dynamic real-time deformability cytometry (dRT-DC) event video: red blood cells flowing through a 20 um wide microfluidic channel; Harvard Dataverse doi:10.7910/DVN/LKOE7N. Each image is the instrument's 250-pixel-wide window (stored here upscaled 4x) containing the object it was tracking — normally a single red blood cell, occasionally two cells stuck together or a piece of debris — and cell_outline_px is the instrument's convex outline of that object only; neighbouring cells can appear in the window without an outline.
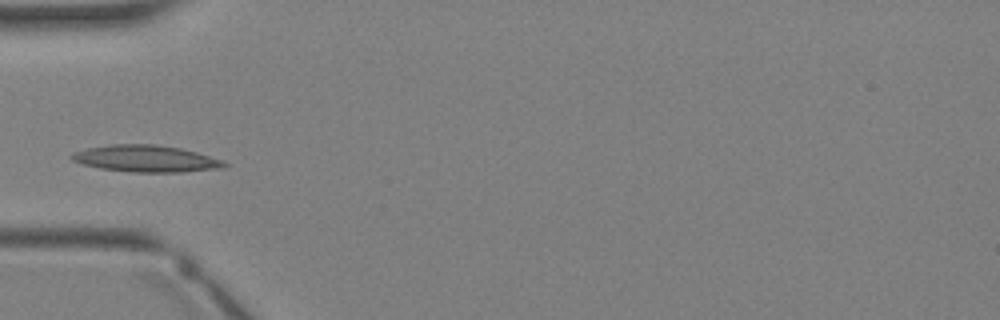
{"species": "Egyptian fruit bat (a non-hibernating species)", "species_latin": "Rousettus aegyptiacus", "temperature_condition": "warm", "stored_images_in_passage": 4, "camera_frame_rate_fps": 3000, "um_per_image_px": 0.085, "animal": {"sex": "female"}, "frame": {"image": 1, "passage_image": 4, "time_ms": 3.667, "image_size_px": [1000, 320], "cell_outline_px": [[228, 164], [224, 168], [180, 172], [132, 172], [100, 168], [84, 164], [72, 160], [68, 156], [72, 152], [88, 148], [112, 144], [156, 144], [180, 148], [196, 152], [224, 160]], "centroid_in_image_um": [12.41, 13.48], "position_along_channel_um": 72.6, "area_um2": 23.81}}